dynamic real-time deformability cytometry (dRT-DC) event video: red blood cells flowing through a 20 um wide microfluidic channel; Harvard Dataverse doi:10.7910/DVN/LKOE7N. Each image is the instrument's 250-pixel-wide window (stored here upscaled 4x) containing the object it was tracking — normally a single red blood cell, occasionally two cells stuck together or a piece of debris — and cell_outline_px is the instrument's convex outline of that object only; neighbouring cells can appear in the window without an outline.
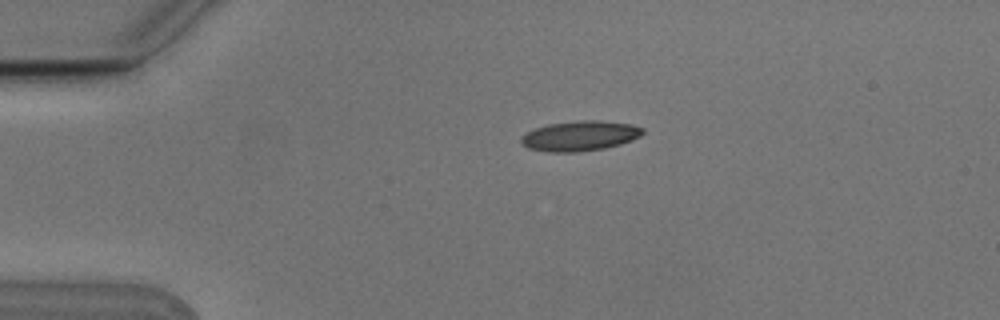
{"species": "Egyptian fruit bat (a non-hibernating species)", "species_latin": "Rousettus aegyptiacus", "temperature_condition": "cold", "stored_images_in_passage": 2, "camera_frame_rate_fps": 3000, "um_per_image_px": 0.085, "animal": {"sex": "male"}, "frame": {"image": 1, "passage_image": 1, "time_ms": 0.0, "image_size_px": [1000, 320], "cell_outline_px": [[644, 132], [640, 136], [632, 140], [620, 144], [604, 148], [576, 152], [548, 152], [528, 148], [520, 144], [520, 136], [536, 128], [548, 124], [580, 120], [596, 120], [632, 124], [644, 128]], "centroid_in_image_um": [49.28, 11.55], "position_along_channel_um": 35.7, "area_um2": 21.33}}